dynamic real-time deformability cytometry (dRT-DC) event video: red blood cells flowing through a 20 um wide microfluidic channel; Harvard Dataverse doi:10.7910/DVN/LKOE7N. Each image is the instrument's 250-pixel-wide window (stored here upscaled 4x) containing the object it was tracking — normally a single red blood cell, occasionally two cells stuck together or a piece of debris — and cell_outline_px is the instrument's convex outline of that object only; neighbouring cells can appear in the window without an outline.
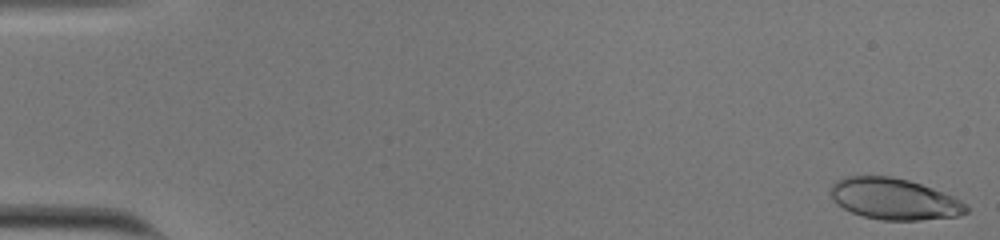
{"species": "human", "species_latin": "Homo sapiens", "temperature_condition": "cold", "stored_images_in_passage": 54, "camera_frame_rate_fps": 3000, "um_per_image_px": 0.085, "donor": {"sex": "male"}, "frame": {"image": 1, "passage_image": 1, "time_ms": 0.0, "image_size_px": [1000, 240], "cell_outline_px": [[968, 212], [960, 216], [920, 220], [880, 220], [864, 216], [852, 212], [836, 204], [832, 200], [832, 184], [836, 180], [844, 176], [892, 176], [908, 180], [932, 188], [952, 196], [968, 204]], "centroid_in_image_um": [76.02, 16.91], "position_along_channel_um": 9.0, "area_um2": 32.66}}
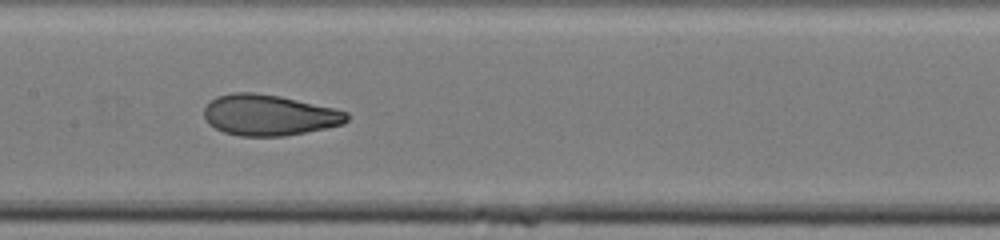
{"frame": {"image": 2, "passage_image": 28, "time_ms": 9.0, "image_size_px": [1000, 240], "cell_outline_px": [[348, 120], [344, 124], [284, 136], [240, 136], [224, 132], [208, 124], [204, 116], [204, 108], [216, 96], [232, 92], [252, 92], [280, 96], [336, 108], [348, 112]], "centroid_in_image_um": [22.87, 9.77], "position_along_channel_um": 184.5, "area_um2": 34.04}}
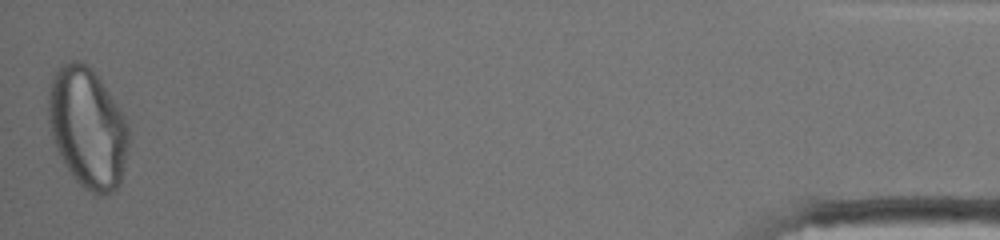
{"frame": {"image": 3, "passage_image": 54, "time_ms": 17.667, "image_size_px": [1000, 240], "cell_outline_px": [[128, 152], [120, 184], [112, 192], [104, 196], [96, 196], [84, 188], [76, 180], [68, 168], [56, 148], [52, 136], [48, 120], [48, 84], [60, 64], [68, 60], [80, 60], [92, 68], [124, 116], [128, 124]], "centroid_in_image_um": [7.43, 10.85], "position_along_channel_um": 427.8, "area_um2": 56.47}, "authors_computed_cell_mechanics": {"area_um2": 34.0442, "velocity_mm_per_s": 3.7894, "shape_relaxation_time_tau1_ms": 9.4469, "shape_relaxation_time_tau2_ms": 0.8109, "deformation_change_tau1": 0.2858, "deformation_change_tau2": 0.0602}}